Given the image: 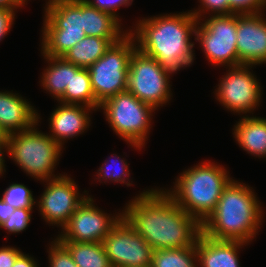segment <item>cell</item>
Here are the masks:
<instances>
[{
	"instance_id": "6da1fadb",
	"label": "cell",
	"mask_w": 266,
	"mask_h": 267,
	"mask_svg": "<svg viewBox=\"0 0 266 267\" xmlns=\"http://www.w3.org/2000/svg\"><path fill=\"white\" fill-rule=\"evenodd\" d=\"M121 212L154 251L194 246L202 232L201 223L183 210L164 188L143 190Z\"/></svg>"
},
{
	"instance_id": "7a4b0ae2",
	"label": "cell",
	"mask_w": 266,
	"mask_h": 267,
	"mask_svg": "<svg viewBox=\"0 0 266 267\" xmlns=\"http://www.w3.org/2000/svg\"><path fill=\"white\" fill-rule=\"evenodd\" d=\"M197 18L190 12L160 14L137 20L129 33L137 48L153 57L170 76L194 63Z\"/></svg>"
},
{
	"instance_id": "3957f363",
	"label": "cell",
	"mask_w": 266,
	"mask_h": 267,
	"mask_svg": "<svg viewBox=\"0 0 266 267\" xmlns=\"http://www.w3.org/2000/svg\"><path fill=\"white\" fill-rule=\"evenodd\" d=\"M232 179L223 190L214 211L201 224L210 238L251 244L260 232L264 211L254 189Z\"/></svg>"
},
{
	"instance_id": "277c9868",
	"label": "cell",
	"mask_w": 266,
	"mask_h": 267,
	"mask_svg": "<svg viewBox=\"0 0 266 267\" xmlns=\"http://www.w3.org/2000/svg\"><path fill=\"white\" fill-rule=\"evenodd\" d=\"M229 171L212 161H201L183 170L173 188L164 190L201 224L214 211L223 190L230 183Z\"/></svg>"
},
{
	"instance_id": "5b68a950",
	"label": "cell",
	"mask_w": 266,
	"mask_h": 267,
	"mask_svg": "<svg viewBox=\"0 0 266 267\" xmlns=\"http://www.w3.org/2000/svg\"><path fill=\"white\" fill-rule=\"evenodd\" d=\"M31 128L7 136L8 157L23 172L42 182L51 180L62 174L55 175V168L62 156V147L46 132L39 131V119ZM58 162V163H57Z\"/></svg>"
},
{
	"instance_id": "8992f818",
	"label": "cell",
	"mask_w": 266,
	"mask_h": 267,
	"mask_svg": "<svg viewBox=\"0 0 266 267\" xmlns=\"http://www.w3.org/2000/svg\"><path fill=\"white\" fill-rule=\"evenodd\" d=\"M41 55L62 57L86 37L83 29V0H55L45 4Z\"/></svg>"
},
{
	"instance_id": "52a82bcc",
	"label": "cell",
	"mask_w": 266,
	"mask_h": 267,
	"mask_svg": "<svg viewBox=\"0 0 266 267\" xmlns=\"http://www.w3.org/2000/svg\"><path fill=\"white\" fill-rule=\"evenodd\" d=\"M100 109L111 129L131 148L141 151L145 147L152 129L154 107L124 91L106 99Z\"/></svg>"
},
{
	"instance_id": "ba28073f",
	"label": "cell",
	"mask_w": 266,
	"mask_h": 267,
	"mask_svg": "<svg viewBox=\"0 0 266 267\" xmlns=\"http://www.w3.org/2000/svg\"><path fill=\"white\" fill-rule=\"evenodd\" d=\"M134 37L128 33L113 43L105 54L87 69L96 100L106 99L127 91L128 68L131 55L137 48Z\"/></svg>"
},
{
	"instance_id": "9c48e42d",
	"label": "cell",
	"mask_w": 266,
	"mask_h": 267,
	"mask_svg": "<svg viewBox=\"0 0 266 267\" xmlns=\"http://www.w3.org/2000/svg\"><path fill=\"white\" fill-rule=\"evenodd\" d=\"M210 17V18H209ZM205 19V20H204ZM195 41L213 66H240L237 53V14L212 15L198 21Z\"/></svg>"
},
{
	"instance_id": "30bf717a",
	"label": "cell",
	"mask_w": 266,
	"mask_h": 267,
	"mask_svg": "<svg viewBox=\"0 0 266 267\" xmlns=\"http://www.w3.org/2000/svg\"><path fill=\"white\" fill-rule=\"evenodd\" d=\"M170 79L153 57L135 49L129 62L127 91L158 110L172 99Z\"/></svg>"
},
{
	"instance_id": "8fae6325",
	"label": "cell",
	"mask_w": 266,
	"mask_h": 267,
	"mask_svg": "<svg viewBox=\"0 0 266 267\" xmlns=\"http://www.w3.org/2000/svg\"><path fill=\"white\" fill-rule=\"evenodd\" d=\"M252 67L253 65L226 67L227 73L219 80L213 92L219 104L234 114L253 115L261 104L263 90Z\"/></svg>"
},
{
	"instance_id": "7c38bea8",
	"label": "cell",
	"mask_w": 266,
	"mask_h": 267,
	"mask_svg": "<svg viewBox=\"0 0 266 267\" xmlns=\"http://www.w3.org/2000/svg\"><path fill=\"white\" fill-rule=\"evenodd\" d=\"M44 182L46 188L38 201L36 199V206L46 224L62 229L88 193L84 190V194H80L78 185L67 173Z\"/></svg>"
},
{
	"instance_id": "4fadbf2b",
	"label": "cell",
	"mask_w": 266,
	"mask_h": 267,
	"mask_svg": "<svg viewBox=\"0 0 266 267\" xmlns=\"http://www.w3.org/2000/svg\"><path fill=\"white\" fill-rule=\"evenodd\" d=\"M121 217L120 211L112 216L96 207L94 199L89 195L74 211L56 238L59 241L103 243Z\"/></svg>"
},
{
	"instance_id": "5bb4252c",
	"label": "cell",
	"mask_w": 266,
	"mask_h": 267,
	"mask_svg": "<svg viewBox=\"0 0 266 267\" xmlns=\"http://www.w3.org/2000/svg\"><path fill=\"white\" fill-rule=\"evenodd\" d=\"M103 245L112 267H147L152 264L154 250L123 217L104 238Z\"/></svg>"
},
{
	"instance_id": "9a60e30c",
	"label": "cell",
	"mask_w": 266,
	"mask_h": 267,
	"mask_svg": "<svg viewBox=\"0 0 266 267\" xmlns=\"http://www.w3.org/2000/svg\"><path fill=\"white\" fill-rule=\"evenodd\" d=\"M236 46L241 65L266 64V18L264 12L237 14Z\"/></svg>"
},
{
	"instance_id": "2e32d148",
	"label": "cell",
	"mask_w": 266,
	"mask_h": 267,
	"mask_svg": "<svg viewBox=\"0 0 266 267\" xmlns=\"http://www.w3.org/2000/svg\"><path fill=\"white\" fill-rule=\"evenodd\" d=\"M58 103L59 106L48 118L50 129L48 135L63 148L66 140L87 131L91 125L90 113L97 110L80 104Z\"/></svg>"
},
{
	"instance_id": "e0dca14e",
	"label": "cell",
	"mask_w": 266,
	"mask_h": 267,
	"mask_svg": "<svg viewBox=\"0 0 266 267\" xmlns=\"http://www.w3.org/2000/svg\"><path fill=\"white\" fill-rule=\"evenodd\" d=\"M38 122V111L31 102L12 91H0V127L6 135L31 128Z\"/></svg>"
},
{
	"instance_id": "ac0fdd59",
	"label": "cell",
	"mask_w": 266,
	"mask_h": 267,
	"mask_svg": "<svg viewBox=\"0 0 266 267\" xmlns=\"http://www.w3.org/2000/svg\"><path fill=\"white\" fill-rule=\"evenodd\" d=\"M248 244L210 238L202 232L196 241L198 266L200 267H241L239 250Z\"/></svg>"
},
{
	"instance_id": "d6986e66",
	"label": "cell",
	"mask_w": 266,
	"mask_h": 267,
	"mask_svg": "<svg viewBox=\"0 0 266 267\" xmlns=\"http://www.w3.org/2000/svg\"><path fill=\"white\" fill-rule=\"evenodd\" d=\"M233 137L247 154L266 158V118L253 115L242 116L235 123Z\"/></svg>"
},
{
	"instance_id": "ffe728a7",
	"label": "cell",
	"mask_w": 266,
	"mask_h": 267,
	"mask_svg": "<svg viewBox=\"0 0 266 267\" xmlns=\"http://www.w3.org/2000/svg\"><path fill=\"white\" fill-rule=\"evenodd\" d=\"M120 22L111 13L99 10L83 0V29L86 36L123 38L129 33V29L123 30Z\"/></svg>"
},
{
	"instance_id": "44dd1931",
	"label": "cell",
	"mask_w": 266,
	"mask_h": 267,
	"mask_svg": "<svg viewBox=\"0 0 266 267\" xmlns=\"http://www.w3.org/2000/svg\"><path fill=\"white\" fill-rule=\"evenodd\" d=\"M48 66L42 72L39 81L46 93L59 100L72 80V63L63 57L42 55Z\"/></svg>"
},
{
	"instance_id": "7402d4cb",
	"label": "cell",
	"mask_w": 266,
	"mask_h": 267,
	"mask_svg": "<svg viewBox=\"0 0 266 267\" xmlns=\"http://www.w3.org/2000/svg\"><path fill=\"white\" fill-rule=\"evenodd\" d=\"M122 38H100L97 36H86L76 43L62 57L81 68H88L93 65L113 43Z\"/></svg>"
},
{
	"instance_id": "603a6c76",
	"label": "cell",
	"mask_w": 266,
	"mask_h": 267,
	"mask_svg": "<svg viewBox=\"0 0 266 267\" xmlns=\"http://www.w3.org/2000/svg\"><path fill=\"white\" fill-rule=\"evenodd\" d=\"M57 102L85 105L96 110L100 108L101 104L95 98L87 68H81L72 63V80Z\"/></svg>"
},
{
	"instance_id": "cb8c5ba5",
	"label": "cell",
	"mask_w": 266,
	"mask_h": 267,
	"mask_svg": "<svg viewBox=\"0 0 266 267\" xmlns=\"http://www.w3.org/2000/svg\"><path fill=\"white\" fill-rule=\"evenodd\" d=\"M77 267H112L103 243L60 241Z\"/></svg>"
},
{
	"instance_id": "d4e9b609",
	"label": "cell",
	"mask_w": 266,
	"mask_h": 267,
	"mask_svg": "<svg viewBox=\"0 0 266 267\" xmlns=\"http://www.w3.org/2000/svg\"><path fill=\"white\" fill-rule=\"evenodd\" d=\"M151 267H198L196 244L183 249L153 251Z\"/></svg>"
},
{
	"instance_id": "484cf974",
	"label": "cell",
	"mask_w": 266,
	"mask_h": 267,
	"mask_svg": "<svg viewBox=\"0 0 266 267\" xmlns=\"http://www.w3.org/2000/svg\"><path fill=\"white\" fill-rule=\"evenodd\" d=\"M113 155V156H112ZM115 163L113 164L111 159H113ZM119 162V164H118ZM111 163V164H110ZM119 166L117 169L115 167ZM112 168V169H111ZM130 170L129 165L126 161V159L121 158L117 154H111V156L107 159H105L104 163L99 167V169L96 172V178L98 182L101 183H107V182H113V183H120L124 184L127 187L132 186V182L130 179ZM103 181V182H102ZM131 181V182H130Z\"/></svg>"
},
{
	"instance_id": "4316f807",
	"label": "cell",
	"mask_w": 266,
	"mask_h": 267,
	"mask_svg": "<svg viewBox=\"0 0 266 267\" xmlns=\"http://www.w3.org/2000/svg\"><path fill=\"white\" fill-rule=\"evenodd\" d=\"M2 200L16 208H33L36 201L32 191L21 183H10L2 194Z\"/></svg>"
},
{
	"instance_id": "83f0119b",
	"label": "cell",
	"mask_w": 266,
	"mask_h": 267,
	"mask_svg": "<svg viewBox=\"0 0 266 267\" xmlns=\"http://www.w3.org/2000/svg\"><path fill=\"white\" fill-rule=\"evenodd\" d=\"M33 208H16L14 212L8 216V219L0 225L9 234H18L29 227L31 222V214Z\"/></svg>"
},
{
	"instance_id": "f1b7e54d",
	"label": "cell",
	"mask_w": 266,
	"mask_h": 267,
	"mask_svg": "<svg viewBox=\"0 0 266 267\" xmlns=\"http://www.w3.org/2000/svg\"><path fill=\"white\" fill-rule=\"evenodd\" d=\"M54 239L47 249L48 267H77L69 250L57 238Z\"/></svg>"
},
{
	"instance_id": "f546056e",
	"label": "cell",
	"mask_w": 266,
	"mask_h": 267,
	"mask_svg": "<svg viewBox=\"0 0 266 267\" xmlns=\"http://www.w3.org/2000/svg\"><path fill=\"white\" fill-rule=\"evenodd\" d=\"M198 1L200 3V6H198L197 9L190 10V12L197 18L198 21L201 20L202 17H206L205 14H209V16L229 14L228 0H198Z\"/></svg>"
},
{
	"instance_id": "4dcf8cb0",
	"label": "cell",
	"mask_w": 266,
	"mask_h": 267,
	"mask_svg": "<svg viewBox=\"0 0 266 267\" xmlns=\"http://www.w3.org/2000/svg\"><path fill=\"white\" fill-rule=\"evenodd\" d=\"M229 14H254L266 10V0H228Z\"/></svg>"
},
{
	"instance_id": "1f68e13d",
	"label": "cell",
	"mask_w": 266,
	"mask_h": 267,
	"mask_svg": "<svg viewBox=\"0 0 266 267\" xmlns=\"http://www.w3.org/2000/svg\"><path fill=\"white\" fill-rule=\"evenodd\" d=\"M86 1H88L92 6H94L99 10L111 13L120 21L122 19L119 17L117 9L119 10L121 6L128 7L133 3V0H86Z\"/></svg>"
},
{
	"instance_id": "d6a6232c",
	"label": "cell",
	"mask_w": 266,
	"mask_h": 267,
	"mask_svg": "<svg viewBox=\"0 0 266 267\" xmlns=\"http://www.w3.org/2000/svg\"><path fill=\"white\" fill-rule=\"evenodd\" d=\"M17 9L0 8V42L10 33Z\"/></svg>"
},
{
	"instance_id": "836d02e7",
	"label": "cell",
	"mask_w": 266,
	"mask_h": 267,
	"mask_svg": "<svg viewBox=\"0 0 266 267\" xmlns=\"http://www.w3.org/2000/svg\"><path fill=\"white\" fill-rule=\"evenodd\" d=\"M21 253V249L14 246L0 247V267H12Z\"/></svg>"
},
{
	"instance_id": "e575fe53",
	"label": "cell",
	"mask_w": 266,
	"mask_h": 267,
	"mask_svg": "<svg viewBox=\"0 0 266 267\" xmlns=\"http://www.w3.org/2000/svg\"><path fill=\"white\" fill-rule=\"evenodd\" d=\"M37 263L38 262L34 259L33 256H29V254L22 252L17 257L12 267H39V264Z\"/></svg>"
},
{
	"instance_id": "d590c367",
	"label": "cell",
	"mask_w": 266,
	"mask_h": 267,
	"mask_svg": "<svg viewBox=\"0 0 266 267\" xmlns=\"http://www.w3.org/2000/svg\"><path fill=\"white\" fill-rule=\"evenodd\" d=\"M15 211V208L5 203L0 196V225L8 219V216Z\"/></svg>"
},
{
	"instance_id": "8d00e7d4",
	"label": "cell",
	"mask_w": 266,
	"mask_h": 267,
	"mask_svg": "<svg viewBox=\"0 0 266 267\" xmlns=\"http://www.w3.org/2000/svg\"><path fill=\"white\" fill-rule=\"evenodd\" d=\"M4 152L5 154H8L7 140H0V177L6 172Z\"/></svg>"
},
{
	"instance_id": "74e56055",
	"label": "cell",
	"mask_w": 266,
	"mask_h": 267,
	"mask_svg": "<svg viewBox=\"0 0 266 267\" xmlns=\"http://www.w3.org/2000/svg\"><path fill=\"white\" fill-rule=\"evenodd\" d=\"M25 5L23 0H0V8L20 9Z\"/></svg>"
},
{
	"instance_id": "f35d334b",
	"label": "cell",
	"mask_w": 266,
	"mask_h": 267,
	"mask_svg": "<svg viewBox=\"0 0 266 267\" xmlns=\"http://www.w3.org/2000/svg\"><path fill=\"white\" fill-rule=\"evenodd\" d=\"M0 140H7V135L6 133L2 130L0 127Z\"/></svg>"
},
{
	"instance_id": "ab89813d",
	"label": "cell",
	"mask_w": 266,
	"mask_h": 267,
	"mask_svg": "<svg viewBox=\"0 0 266 267\" xmlns=\"http://www.w3.org/2000/svg\"><path fill=\"white\" fill-rule=\"evenodd\" d=\"M23 1H24L25 4H27V2H28V0H23ZM29 1H30V0H29ZM51 2H52V0H48V1L46 0V4H49V3H51Z\"/></svg>"
}]
</instances>
